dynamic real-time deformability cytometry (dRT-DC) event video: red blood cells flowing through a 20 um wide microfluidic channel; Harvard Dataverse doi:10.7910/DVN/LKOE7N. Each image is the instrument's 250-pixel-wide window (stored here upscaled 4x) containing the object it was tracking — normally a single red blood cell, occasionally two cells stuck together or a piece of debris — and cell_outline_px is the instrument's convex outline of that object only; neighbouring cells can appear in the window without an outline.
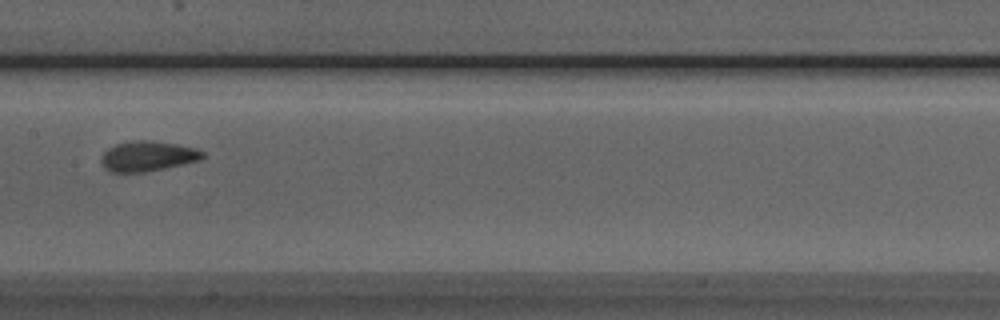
{"species": "Egyptian fruit bat (a non-hibernating species)", "species_latin": "Rousettus aegyptiacus", "temperature_condition": "room temperature", "stored_images_in_passage": 5, "camera_frame_rate_fps": 3000, "um_per_image_px": 0.085, "animal": {"sex": "male"}, "frame": {"image": 1, "passage_image": 5, "time_ms": 4.667, "image_size_px": [1000, 320], "cell_outline_px": [[204, 156], [200, 160], [164, 168], [144, 172], [112, 172], [104, 168], [100, 160], [104, 152], [108, 148], [116, 144], [140, 140], [152, 140], [176, 144], [196, 148], [204, 152]], "centroid_in_image_um": [12.55, 13.27], "position_along_channel_um": 194.9, "area_um2": 17.69}}